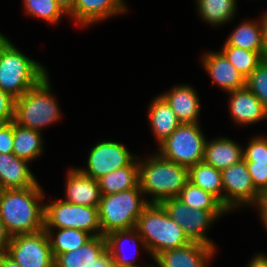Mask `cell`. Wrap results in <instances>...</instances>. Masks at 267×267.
I'll return each instance as SVG.
<instances>
[{
	"label": "cell",
	"instance_id": "16",
	"mask_svg": "<svg viewBox=\"0 0 267 267\" xmlns=\"http://www.w3.org/2000/svg\"><path fill=\"white\" fill-rule=\"evenodd\" d=\"M227 94L230 117L237 125L248 126L267 120V108L247 87Z\"/></svg>",
	"mask_w": 267,
	"mask_h": 267
},
{
	"label": "cell",
	"instance_id": "11",
	"mask_svg": "<svg viewBox=\"0 0 267 267\" xmlns=\"http://www.w3.org/2000/svg\"><path fill=\"white\" fill-rule=\"evenodd\" d=\"M7 254L22 267H54V256L44 229L11 237Z\"/></svg>",
	"mask_w": 267,
	"mask_h": 267
},
{
	"label": "cell",
	"instance_id": "42",
	"mask_svg": "<svg viewBox=\"0 0 267 267\" xmlns=\"http://www.w3.org/2000/svg\"><path fill=\"white\" fill-rule=\"evenodd\" d=\"M0 267H22L7 253L0 255Z\"/></svg>",
	"mask_w": 267,
	"mask_h": 267
},
{
	"label": "cell",
	"instance_id": "44",
	"mask_svg": "<svg viewBox=\"0 0 267 267\" xmlns=\"http://www.w3.org/2000/svg\"><path fill=\"white\" fill-rule=\"evenodd\" d=\"M261 16L264 24L265 44L267 45V11L266 13H263Z\"/></svg>",
	"mask_w": 267,
	"mask_h": 267
},
{
	"label": "cell",
	"instance_id": "20",
	"mask_svg": "<svg viewBox=\"0 0 267 267\" xmlns=\"http://www.w3.org/2000/svg\"><path fill=\"white\" fill-rule=\"evenodd\" d=\"M243 160V146L228 137H217L206 141L204 150L205 164L223 170Z\"/></svg>",
	"mask_w": 267,
	"mask_h": 267
},
{
	"label": "cell",
	"instance_id": "33",
	"mask_svg": "<svg viewBox=\"0 0 267 267\" xmlns=\"http://www.w3.org/2000/svg\"><path fill=\"white\" fill-rule=\"evenodd\" d=\"M246 87L267 108V62L265 60L246 78Z\"/></svg>",
	"mask_w": 267,
	"mask_h": 267
},
{
	"label": "cell",
	"instance_id": "4",
	"mask_svg": "<svg viewBox=\"0 0 267 267\" xmlns=\"http://www.w3.org/2000/svg\"><path fill=\"white\" fill-rule=\"evenodd\" d=\"M136 230L154 259L159 253L183 247L191 241L160 203H149L138 217Z\"/></svg>",
	"mask_w": 267,
	"mask_h": 267
},
{
	"label": "cell",
	"instance_id": "18",
	"mask_svg": "<svg viewBox=\"0 0 267 267\" xmlns=\"http://www.w3.org/2000/svg\"><path fill=\"white\" fill-rule=\"evenodd\" d=\"M28 163L13 153H0V190L41 186Z\"/></svg>",
	"mask_w": 267,
	"mask_h": 267
},
{
	"label": "cell",
	"instance_id": "13",
	"mask_svg": "<svg viewBox=\"0 0 267 267\" xmlns=\"http://www.w3.org/2000/svg\"><path fill=\"white\" fill-rule=\"evenodd\" d=\"M215 252L214 247L191 242L180 248L165 250L153 260L157 267H208Z\"/></svg>",
	"mask_w": 267,
	"mask_h": 267
},
{
	"label": "cell",
	"instance_id": "1",
	"mask_svg": "<svg viewBox=\"0 0 267 267\" xmlns=\"http://www.w3.org/2000/svg\"><path fill=\"white\" fill-rule=\"evenodd\" d=\"M43 191L41 186L0 190V218L11 236L44 229Z\"/></svg>",
	"mask_w": 267,
	"mask_h": 267
},
{
	"label": "cell",
	"instance_id": "30",
	"mask_svg": "<svg viewBox=\"0 0 267 267\" xmlns=\"http://www.w3.org/2000/svg\"><path fill=\"white\" fill-rule=\"evenodd\" d=\"M177 198L192 209L227 211L215 196L191 182L183 187Z\"/></svg>",
	"mask_w": 267,
	"mask_h": 267
},
{
	"label": "cell",
	"instance_id": "37",
	"mask_svg": "<svg viewBox=\"0 0 267 267\" xmlns=\"http://www.w3.org/2000/svg\"><path fill=\"white\" fill-rule=\"evenodd\" d=\"M14 121L0 124V153H13Z\"/></svg>",
	"mask_w": 267,
	"mask_h": 267
},
{
	"label": "cell",
	"instance_id": "35",
	"mask_svg": "<svg viewBox=\"0 0 267 267\" xmlns=\"http://www.w3.org/2000/svg\"><path fill=\"white\" fill-rule=\"evenodd\" d=\"M256 190L262 195L267 193V163H246Z\"/></svg>",
	"mask_w": 267,
	"mask_h": 267
},
{
	"label": "cell",
	"instance_id": "14",
	"mask_svg": "<svg viewBox=\"0 0 267 267\" xmlns=\"http://www.w3.org/2000/svg\"><path fill=\"white\" fill-rule=\"evenodd\" d=\"M124 0H76L68 17L86 27L127 12Z\"/></svg>",
	"mask_w": 267,
	"mask_h": 267
},
{
	"label": "cell",
	"instance_id": "39",
	"mask_svg": "<svg viewBox=\"0 0 267 267\" xmlns=\"http://www.w3.org/2000/svg\"><path fill=\"white\" fill-rule=\"evenodd\" d=\"M258 209V215H260L259 219L261 220V223L265 227V230L267 231V195H262L259 201V204L256 207Z\"/></svg>",
	"mask_w": 267,
	"mask_h": 267
},
{
	"label": "cell",
	"instance_id": "6",
	"mask_svg": "<svg viewBox=\"0 0 267 267\" xmlns=\"http://www.w3.org/2000/svg\"><path fill=\"white\" fill-rule=\"evenodd\" d=\"M148 204L140 185L133 189L101 195L98 207L101 235L135 228L138 217Z\"/></svg>",
	"mask_w": 267,
	"mask_h": 267
},
{
	"label": "cell",
	"instance_id": "17",
	"mask_svg": "<svg viewBox=\"0 0 267 267\" xmlns=\"http://www.w3.org/2000/svg\"><path fill=\"white\" fill-rule=\"evenodd\" d=\"M64 201L82 206L99 207L101 192L98 180L88 177L78 168H70L66 174Z\"/></svg>",
	"mask_w": 267,
	"mask_h": 267
},
{
	"label": "cell",
	"instance_id": "27",
	"mask_svg": "<svg viewBox=\"0 0 267 267\" xmlns=\"http://www.w3.org/2000/svg\"><path fill=\"white\" fill-rule=\"evenodd\" d=\"M195 2L202 21L212 27L232 21L237 12V0H195Z\"/></svg>",
	"mask_w": 267,
	"mask_h": 267
},
{
	"label": "cell",
	"instance_id": "40",
	"mask_svg": "<svg viewBox=\"0 0 267 267\" xmlns=\"http://www.w3.org/2000/svg\"><path fill=\"white\" fill-rule=\"evenodd\" d=\"M246 267H267V254H256L254 257H252V259H250V262H248Z\"/></svg>",
	"mask_w": 267,
	"mask_h": 267
},
{
	"label": "cell",
	"instance_id": "23",
	"mask_svg": "<svg viewBox=\"0 0 267 267\" xmlns=\"http://www.w3.org/2000/svg\"><path fill=\"white\" fill-rule=\"evenodd\" d=\"M106 243H107V251L110 253L112 258V262L121 267H151L152 265H145L141 266L137 264L135 261L136 257L134 254V258L127 257L123 254L124 248H122L123 243L125 242H132L133 245L139 248L142 247L146 253H148L147 247L143 241V238L140 236L139 232L136 228L128 229V230H117L108 233L106 236ZM128 242V243H129ZM139 244V245H138ZM126 245V244H124ZM137 253V251H135Z\"/></svg>",
	"mask_w": 267,
	"mask_h": 267
},
{
	"label": "cell",
	"instance_id": "32",
	"mask_svg": "<svg viewBox=\"0 0 267 267\" xmlns=\"http://www.w3.org/2000/svg\"><path fill=\"white\" fill-rule=\"evenodd\" d=\"M25 13L40 20L57 24L63 16L68 14L55 0H23Z\"/></svg>",
	"mask_w": 267,
	"mask_h": 267
},
{
	"label": "cell",
	"instance_id": "25",
	"mask_svg": "<svg viewBox=\"0 0 267 267\" xmlns=\"http://www.w3.org/2000/svg\"><path fill=\"white\" fill-rule=\"evenodd\" d=\"M101 195H109L139 185V162L138 157L129 165L116 169L98 179Z\"/></svg>",
	"mask_w": 267,
	"mask_h": 267
},
{
	"label": "cell",
	"instance_id": "21",
	"mask_svg": "<svg viewBox=\"0 0 267 267\" xmlns=\"http://www.w3.org/2000/svg\"><path fill=\"white\" fill-rule=\"evenodd\" d=\"M147 118L157 144L162 143L181 124L168 102L158 95L148 107Z\"/></svg>",
	"mask_w": 267,
	"mask_h": 267
},
{
	"label": "cell",
	"instance_id": "38",
	"mask_svg": "<svg viewBox=\"0 0 267 267\" xmlns=\"http://www.w3.org/2000/svg\"><path fill=\"white\" fill-rule=\"evenodd\" d=\"M11 237L0 218V255L7 253Z\"/></svg>",
	"mask_w": 267,
	"mask_h": 267
},
{
	"label": "cell",
	"instance_id": "31",
	"mask_svg": "<svg viewBox=\"0 0 267 267\" xmlns=\"http://www.w3.org/2000/svg\"><path fill=\"white\" fill-rule=\"evenodd\" d=\"M220 51L245 79L264 60L260 52L229 46L226 42Z\"/></svg>",
	"mask_w": 267,
	"mask_h": 267
},
{
	"label": "cell",
	"instance_id": "41",
	"mask_svg": "<svg viewBox=\"0 0 267 267\" xmlns=\"http://www.w3.org/2000/svg\"><path fill=\"white\" fill-rule=\"evenodd\" d=\"M112 263V258L110 256V253L106 251L102 256H100L94 264H92L89 267H109V265Z\"/></svg>",
	"mask_w": 267,
	"mask_h": 267
},
{
	"label": "cell",
	"instance_id": "3",
	"mask_svg": "<svg viewBox=\"0 0 267 267\" xmlns=\"http://www.w3.org/2000/svg\"><path fill=\"white\" fill-rule=\"evenodd\" d=\"M47 74L44 65L24 55L0 32V88L4 92L19 98Z\"/></svg>",
	"mask_w": 267,
	"mask_h": 267
},
{
	"label": "cell",
	"instance_id": "9",
	"mask_svg": "<svg viewBox=\"0 0 267 267\" xmlns=\"http://www.w3.org/2000/svg\"><path fill=\"white\" fill-rule=\"evenodd\" d=\"M169 217L176 222L191 242H199L217 248L207 231L221 216L228 211H207L192 209L177 197H171L160 203ZM206 233V234H205Z\"/></svg>",
	"mask_w": 267,
	"mask_h": 267
},
{
	"label": "cell",
	"instance_id": "22",
	"mask_svg": "<svg viewBox=\"0 0 267 267\" xmlns=\"http://www.w3.org/2000/svg\"><path fill=\"white\" fill-rule=\"evenodd\" d=\"M106 251L105 236H93L80 248L57 255L54 267H89Z\"/></svg>",
	"mask_w": 267,
	"mask_h": 267
},
{
	"label": "cell",
	"instance_id": "2",
	"mask_svg": "<svg viewBox=\"0 0 267 267\" xmlns=\"http://www.w3.org/2000/svg\"><path fill=\"white\" fill-rule=\"evenodd\" d=\"M138 162L139 185L148 203H161L165 199L177 197L189 182L187 167L168 161L157 152L145 160L138 157ZM146 195L151 199L148 200Z\"/></svg>",
	"mask_w": 267,
	"mask_h": 267
},
{
	"label": "cell",
	"instance_id": "26",
	"mask_svg": "<svg viewBox=\"0 0 267 267\" xmlns=\"http://www.w3.org/2000/svg\"><path fill=\"white\" fill-rule=\"evenodd\" d=\"M42 132L20 126L14 122L13 154L28 161L36 160L43 153Z\"/></svg>",
	"mask_w": 267,
	"mask_h": 267
},
{
	"label": "cell",
	"instance_id": "8",
	"mask_svg": "<svg viewBox=\"0 0 267 267\" xmlns=\"http://www.w3.org/2000/svg\"><path fill=\"white\" fill-rule=\"evenodd\" d=\"M73 228L92 236L101 235L98 208L64 201L62 198L45 204L44 229Z\"/></svg>",
	"mask_w": 267,
	"mask_h": 267
},
{
	"label": "cell",
	"instance_id": "29",
	"mask_svg": "<svg viewBox=\"0 0 267 267\" xmlns=\"http://www.w3.org/2000/svg\"><path fill=\"white\" fill-rule=\"evenodd\" d=\"M57 229L58 231L54 232ZM44 229L49 238L51 251L54 258L62 253L80 248L93 236L83 230L73 228ZM57 233V234H55Z\"/></svg>",
	"mask_w": 267,
	"mask_h": 267
},
{
	"label": "cell",
	"instance_id": "36",
	"mask_svg": "<svg viewBox=\"0 0 267 267\" xmlns=\"http://www.w3.org/2000/svg\"><path fill=\"white\" fill-rule=\"evenodd\" d=\"M15 98L0 88V124L14 121Z\"/></svg>",
	"mask_w": 267,
	"mask_h": 267
},
{
	"label": "cell",
	"instance_id": "12",
	"mask_svg": "<svg viewBox=\"0 0 267 267\" xmlns=\"http://www.w3.org/2000/svg\"><path fill=\"white\" fill-rule=\"evenodd\" d=\"M138 156L122 143L110 140L97 142L89 151L86 168H78L95 180L116 169L129 166Z\"/></svg>",
	"mask_w": 267,
	"mask_h": 267
},
{
	"label": "cell",
	"instance_id": "7",
	"mask_svg": "<svg viewBox=\"0 0 267 267\" xmlns=\"http://www.w3.org/2000/svg\"><path fill=\"white\" fill-rule=\"evenodd\" d=\"M206 141L199 123H181L158 145L157 153L168 161L189 168L203 162Z\"/></svg>",
	"mask_w": 267,
	"mask_h": 267
},
{
	"label": "cell",
	"instance_id": "43",
	"mask_svg": "<svg viewBox=\"0 0 267 267\" xmlns=\"http://www.w3.org/2000/svg\"><path fill=\"white\" fill-rule=\"evenodd\" d=\"M55 1L68 14L73 9L76 0H55Z\"/></svg>",
	"mask_w": 267,
	"mask_h": 267
},
{
	"label": "cell",
	"instance_id": "46",
	"mask_svg": "<svg viewBox=\"0 0 267 267\" xmlns=\"http://www.w3.org/2000/svg\"><path fill=\"white\" fill-rule=\"evenodd\" d=\"M109 267H121V266H118L116 264H114L113 262L109 265Z\"/></svg>",
	"mask_w": 267,
	"mask_h": 267
},
{
	"label": "cell",
	"instance_id": "19",
	"mask_svg": "<svg viewBox=\"0 0 267 267\" xmlns=\"http://www.w3.org/2000/svg\"><path fill=\"white\" fill-rule=\"evenodd\" d=\"M160 95L168 102L180 123H199L201 103L192 86L174 85L170 91Z\"/></svg>",
	"mask_w": 267,
	"mask_h": 267
},
{
	"label": "cell",
	"instance_id": "24",
	"mask_svg": "<svg viewBox=\"0 0 267 267\" xmlns=\"http://www.w3.org/2000/svg\"><path fill=\"white\" fill-rule=\"evenodd\" d=\"M259 20L242 22L231 32L225 42L229 46L260 52L264 56L266 44L262 16Z\"/></svg>",
	"mask_w": 267,
	"mask_h": 267
},
{
	"label": "cell",
	"instance_id": "5",
	"mask_svg": "<svg viewBox=\"0 0 267 267\" xmlns=\"http://www.w3.org/2000/svg\"><path fill=\"white\" fill-rule=\"evenodd\" d=\"M49 73L21 97L15 99L14 122L32 130H41L59 122L61 111L52 94Z\"/></svg>",
	"mask_w": 267,
	"mask_h": 267
},
{
	"label": "cell",
	"instance_id": "10",
	"mask_svg": "<svg viewBox=\"0 0 267 267\" xmlns=\"http://www.w3.org/2000/svg\"><path fill=\"white\" fill-rule=\"evenodd\" d=\"M222 183L223 207L228 212L259 204L262 195L253 185L244 159L222 170Z\"/></svg>",
	"mask_w": 267,
	"mask_h": 267
},
{
	"label": "cell",
	"instance_id": "34",
	"mask_svg": "<svg viewBox=\"0 0 267 267\" xmlns=\"http://www.w3.org/2000/svg\"><path fill=\"white\" fill-rule=\"evenodd\" d=\"M243 159L246 163H267V135L251 138L247 146H243Z\"/></svg>",
	"mask_w": 267,
	"mask_h": 267
},
{
	"label": "cell",
	"instance_id": "28",
	"mask_svg": "<svg viewBox=\"0 0 267 267\" xmlns=\"http://www.w3.org/2000/svg\"><path fill=\"white\" fill-rule=\"evenodd\" d=\"M189 182L211 193L223 205L222 171L204 162L190 166Z\"/></svg>",
	"mask_w": 267,
	"mask_h": 267
},
{
	"label": "cell",
	"instance_id": "45",
	"mask_svg": "<svg viewBox=\"0 0 267 267\" xmlns=\"http://www.w3.org/2000/svg\"><path fill=\"white\" fill-rule=\"evenodd\" d=\"M263 58L267 62V45H266V50H265V54H264Z\"/></svg>",
	"mask_w": 267,
	"mask_h": 267
},
{
	"label": "cell",
	"instance_id": "15",
	"mask_svg": "<svg viewBox=\"0 0 267 267\" xmlns=\"http://www.w3.org/2000/svg\"><path fill=\"white\" fill-rule=\"evenodd\" d=\"M200 61L212 79V86L217 84L225 92L246 87L244 76L237 71L221 51L206 52Z\"/></svg>",
	"mask_w": 267,
	"mask_h": 267
}]
</instances>
